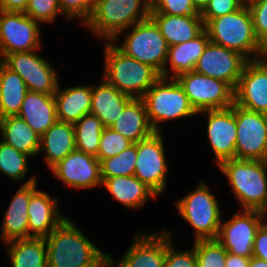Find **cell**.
Returning <instances> with one entry per match:
<instances>
[{
  "label": "cell",
  "mask_w": 267,
  "mask_h": 267,
  "mask_svg": "<svg viewBox=\"0 0 267 267\" xmlns=\"http://www.w3.org/2000/svg\"><path fill=\"white\" fill-rule=\"evenodd\" d=\"M24 13L40 24L54 23L57 16L62 15L58 0H29Z\"/></svg>",
  "instance_id": "cell-38"
},
{
  "label": "cell",
  "mask_w": 267,
  "mask_h": 267,
  "mask_svg": "<svg viewBox=\"0 0 267 267\" xmlns=\"http://www.w3.org/2000/svg\"><path fill=\"white\" fill-rule=\"evenodd\" d=\"M262 0H245V6L249 7L257 2H260Z\"/></svg>",
  "instance_id": "cell-51"
},
{
  "label": "cell",
  "mask_w": 267,
  "mask_h": 267,
  "mask_svg": "<svg viewBox=\"0 0 267 267\" xmlns=\"http://www.w3.org/2000/svg\"><path fill=\"white\" fill-rule=\"evenodd\" d=\"M168 46L187 42L197 37L204 30L201 15L150 14Z\"/></svg>",
  "instance_id": "cell-29"
},
{
  "label": "cell",
  "mask_w": 267,
  "mask_h": 267,
  "mask_svg": "<svg viewBox=\"0 0 267 267\" xmlns=\"http://www.w3.org/2000/svg\"><path fill=\"white\" fill-rule=\"evenodd\" d=\"M69 218L44 238L48 267H108V253L97 247Z\"/></svg>",
  "instance_id": "cell-1"
},
{
  "label": "cell",
  "mask_w": 267,
  "mask_h": 267,
  "mask_svg": "<svg viewBox=\"0 0 267 267\" xmlns=\"http://www.w3.org/2000/svg\"><path fill=\"white\" fill-rule=\"evenodd\" d=\"M195 8L202 13L208 6L210 0H192Z\"/></svg>",
  "instance_id": "cell-48"
},
{
  "label": "cell",
  "mask_w": 267,
  "mask_h": 267,
  "mask_svg": "<svg viewBox=\"0 0 267 267\" xmlns=\"http://www.w3.org/2000/svg\"><path fill=\"white\" fill-rule=\"evenodd\" d=\"M204 29L210 42L239 52L248 61L257 60L265 50L255 35L252 15L245 5L235 12L208 20Z\"/></svg>",
  "instance_id": "cell-3"
},
{
  "label": "cell",
  "mask_w": 267,
  "mask_h": 267,
  "mask_svg": "<svg viewBox=\"0 0 267 267\" xmlns=\"http://www.w3.org/2000/svg\"><path fill=\"white\" fill-rule=\"evenodd\" d=\"M243 6L240 0H210L208 6L201 13L205 24L208 20L235 12Z\"/></svg>",
  "instance_id": "cell-43"
},
{
  "label": "cell",
  "mask_w": 267,
  "mask_h": 267,
  "mask_svg": "<svg viewBox=\"0 0 267 267\" xmlns=\"http://www.w3.org/2000/svg\"><path fill=\"white\" fill-rule=\"evenodd\" d=\"M57 118L66 123H76L82 116L90 114L92 84L57 88L54 94Z\"/></svg>",
  "instance_id": "cell-27"
},
{
  "label": "cell",
  "mask_w": 267,
  "mask_h": 267,
  "mask_svg": "<svg viewBox=\"0 0 267 267\" xmlns=\"http://www.w3.org/2000/svg\"><path fill=\"white\" fill-rule=\"evenodd\" d=\"M164 138L161 132H154L148 138L137 142V161L134 171V176L158 197L166 191L169 170Z\"/></svg>",
  "instance_id": "cell-10"
},
{
  "label": "cell",
  "mask_w": 267,
  "mask_h": 267,
  "mask_svg": "<svg viewBox=\"0 0 267 267\" xmlns=\"http://www.w3.org/2000/svg\"><path fill=\"white\" fill-rule=\"evenodd\" d=\"M150 14L201 15L192 0H150Z\"/></svg>",
  "instance_id": "cell-40"
},
{
  "label": "cell",
  "mask_w": 267,
  "mask_h": 267,
  "mask_svg": "<svg viewBox=\"0 0 267 267\" xmlns=\"http://www.w3.org/2000/svg\"><path fill=\"white\" fill-rule=\"evenodd\" d=\"M250 258L227 252L225 267H249Z\"/></svg>",
  "instance_id": "cell-46"
},
{
  "label": "cell",
  "mask_w": 267,
  "mask_h": 267,
  "mask_svg": "<svg viewBox=\"0 0 267 267\" xmlns=\"http://www.w3.org/2000/svg\"><path fill=\"white\" fill-rule=\"evenodd\" d=\"M193 242L197 267H225L227 250L217 239Z\"/></svg>",
  "instance_id": "cell-36"
},
{
  "label": "cell",
  "mask_w": 267,
  "mask_h": 267,
  "mask_svg": "<svg viewBox=\"0 0 267 267\" xmlns=\"http://www.w3.org/2000/svg\"><path fill=\"white\" fill-rule=\"evenodd\" d=\"M242 3H243V5H245V0H240Z\"/></svg>",
  "instance_id": "cell-52"
},
{
  "label": "cell",
  "mask_w": 267,
  "mask_h": 267,
  "mask_svg": "<svg viewBox=\"0 0 267 267\" xmlns=\"http://www.w3.org/2000/svg\"><path fill=\"white\" fill-rule=\"evenodd\" d=\"M199 114L208 119L206 135L214 154L216 166L225 160L234 159L237 139L235 103L228 108L204 110Z\"/></svg>",
  "instance_id": "cell-17"
},
{
  "label": "cell",
  "mask_w": 267,
  "mask_h": 267,
  "mask_svg": "<svg viewBox=\"0 0 267 267\" xmlns=\"http://www.w3.org/2000/svg\"><path fill=\"white\" fill-rule=\"evenodd\" d=\"M58 197L37 189L28 205V238L47 237L67 216L60 212Z\"/></svg>",
  "instance_id": "cell-21"
},
{
  "label": "cell",
  "mask_w": 267,
  "mask_h": 267,
  "mask_svg": "<svg viewBox=\"0 0 267 267\" xmlns=\"http://www.w3.org/2000/svg\"><path fill=\"white\" fill-rule=\"evenodd\" d=\"M209 42L208 33L204 29L192 40L168 46V56L162 77L177 78L181 74L194 71L197 61Z\"/></svg>",
  "instance_id": "cell-22"
},
{
  "label": "cell",
  "mask_w": 267,
  "mask_h": 267,
  "mask_svg": "<svg viewBox=\"0 0 267 267\" xmlns=\"http://www.w3.org/2000/svg\"><path fill=\"white\" fill-rule=\"evenodd\" d=\"M29 155L0 140V173L15 182L24 181L29 170Z\"/></svg>",
  "instance_id": "cell-34"
},
{
  "label": "cell",
  "mask_w": 267,
  "mask_h": 267,
  "mask_svg": "<svg viewBox=\"0 0 267 267\" xmlns=\"http://www.w3.org/2000/svg\"><path fill=\"white\" fill-rule=\"evenodd\" d=\"M257 60L267 69V51L264 50L257 58Z\"/></svg>",
  "instance_id": "cell-49"
},
{
  "label": "cell",
  "mask_w": 267,
  "mask_h": 267,
  "mask_svg": "<svg viewBox=\"0 0 267 267\" xmlns=\"http://www.w3.org/2000/svg\"><path fill=\"white\" fill-rule=\"evenodd\" d=\"M1 62L24 80L28 91L54 95L60 78L51 63L37 50L6 55Z\"/></svg>",
  "instance_id": "cell-12"
},
{
  "label": "cell",
  "mask_w": 267,
  "mask_h": 267,
  "mask_svg": "<svg viewBox=\"0 0 267 267\" xmlns=\"http://www.w3.org/2000/svg\"><path fill=\"white\" fill-rule=\"evenodd\" d=\"M102 77L121 93L143 98L148 89L161 77L151 66L122 52L113 41H104Z\"/></svg>",
  "instance_id": "cell-2"
},
{
  "label": "cell",
  "mask_w": 267,
  "mask_h": 267,
  "mask_svg": "<svg viewBox=\"0 0 267 267\" xmlns=\"http://www.w3.org/2000/svg\"><path fill=\"white\" fill-rule=\"evenodd\" d=\"M166 231V257L164 267H197L194 246L190 250H178L174 244L172 232L164 227Z\"/></svg>",
  "instance_id": "cell-39"
},
{
  "label": "cell",
  "mask_w": 267,
  "mask_h": 267,
  "mask_svg": "<svg viewBox=\"0 0 267 267\" xmlns=\"http://www.w3.org/2000/svg\"><path fill=\"white\" fill-rule=\"evenodd\" d=\"M254 32L259 41L266 47L267 45V0H262L249 6Z\"/></svg>",
  "instance_id": "cell-42"
},
{
  "label": "cell",
  "mask_w": 267,
  "mask_h": 267,
  "mask_svg": "<svg viewBox=\"0 0 267 267\" xmlns=\"http://www.w3.org/2000/svg\"><path fill=\"white\" fill-rule=\"evenodd\" d=\"M1 140L18 151L37 158L40 148V136L19 116H7L0 119Z\"/></svg>",
  "instance_id": "cell-30"
},
{
  "label": "cell",
  "mask_w": 267,
  "mask_h": 267,
  "mask_svg": "<svg viewBox=\"0 0 267 267\" xmlns=\"http://www.w3.org/2000/svg\"><path fill=\"white\" fill-rule=\"evenodd\" d=\"M110 127L132 143L144 140L155 132L149 123L142 98H132Z\"/></svg>",
  "instance_id": "cell-28"
},
{
  "label": "cell",
  "mask_w": 267,
  "mask_h": 267,
  "mask_svg": "<svg viewBox=\"0 0 267 267\" xmlns=\"http://www.w3.org/2000/svg\"><path fill=\"white\" fill-rule=\"evenodd\" d=\"M76 149L75 129L72 123L57 120L41 137L38 156L46 155L45 164L50 170Z\"/></svg>",
  "instance_id": "cell-25"
},
{
  "label": "cell",
  "mask_w": 267,
  "mask_h": 267,
  "mask_svg": "<svg viewBox=\"0 0 267 267\" xmlns=\"http://www.w3.org/2000/svg\"><path fill=\"white\" fill-rule=\"evenodd\" d=\"M235 118V158L267 161V114L249 111L235 104Z\"/></svg>",
  "instance_id": "cell-13"
},
{
  "label": "cell",
  "mask_w": 267,
  "mask_h": 267,
  "mask_svg": "<svg viewBox=\"0 0 267 267\" xmlns=\"http://www.w3.org/2000/svg\"><path fill=\"white\" fill-rule=\"evenodd\" d=\"M122 33L126 37L117 47L126 55L151 66L162 77V71L168 56V45L156 23L148 18L134 24L120 32L112 40L115 44L118 43L116 41L119 40L118 37L122 36Z\"/></svg>",
  "instance_id": "cell-8"
},
{
  "label": "cell",
  "mask_w": 267,
  "mask_h": 267,
  "mask_svg": "<svg viewBox=\"0 0 267 267\" xmlns=\"http://www.w3.org/2000/svg\"><path fill=\"white\" fill-rule=\"evenodd\" d=\"M96 0H58L59 8L64 18L69 21L78 19L84 26L90 19L93 3ZM80 20V21H79Z\"/></svg>",
  "instance_id": "cell-41"
},
{
  "label": "cell",
  "mask_w": 267,
  "mask_h": 267,
  "mask_svg": "<svg viewBox=\"0 0 267 267\" xmlns=\"http://www.w3.org/2000/svg\"><path fill=\"white\" fill-rule=\"evenodd\" d=\"M261 213H262L263 224L267 227V208L263 209Z\"/></svg>",
  "instance_id": "cell-50"
},
{
  "label": "cell",
  "mask_w": 267,
  "mask_h": 267,
  "mask_svg": "<svg viewBox=\"0 0 267 267\" xmlns=\"http://www.w3.org/2000/svg\"><path fill=\"white\" fill-rule=\"evenodd\" d=\"M102 188L114 198V200L128 209H142L147 201L158 196L136 176H117L106 178L102 181Z\"/></svg>",
  "instance_id": "cell-24"
},
{
  "label": "cell",
  "mask_w": 267,
  "mask_h": 267,
  "mask_svg": "<svg viewBox=\"0 0 267 267\" xmlns=\"http://www.w3.org/2000/svg\"><path fill=\"white\" fill-rule=\"evenodd\" d=\"M27 92L23 78L0 61V119L18 115Z\"/></svg>",
  "instance_id": "cell-32"
},
{
  "label": "cell",
  "mask_w": 267,
  "mask_h": 267,
  "mask_svg": "<svg viewBox=\"0 0 267 267\" xmlns=\"http://www.w3.org/2000/svg\"><path fill=\"white\" fill-rule=\"evenodd\" d=\"M49 171L68 188L77 190L101 188L100 161L75 149Z\"/></svg>",
  "instance_id": "cell-15"
},
{
  "label": "cell",
  "mask_w": 267,
  "mask_h": 267,
  "mask_svg": "<svg viewBox=\"0 0 267 267\" xmlns=\"http://www.w3.org/2000/svg\"><path fill=\"white\" fill-rule=\"evenodd\" d=\"M37 175L22 184L6 209L1 221V237L4 243L16 239H28V205L31 195L37 190Z\"/></svg>",
  "instance_id": "cell-20"
},
{
  "label": "cell",
  "mask_w": 267,
  "mask_h": 267,
  "mask_svg": "<svg viewBox=\"0 0 267 267\" xmlns=\"http://www.w3.org/2000/svg\"><path fill=\"white\" fill-rule=\"evenodd\" d=\"M231 219L220 224L217 240L227 252L244 257L253 256V244L257 230L263 224L259 210L240 209Z\"/></svg>",
  "instance_id": "cell-14"
},
{
  "label": "cell",
  "mask_w": 267,
  "mask_h": 267,
  "mask_svg": "<svg viewBox=\"0 0 267 267\" xmlns=\"http://www.w3.org/2000/svg\"><path fill=\"white\" fill-rule=\"evenodd\" d=\"M142 99L149 123L155 132L162 131L161 123L198 115L175 78L160 77Z\"/></svg>",
  "instance_id": "cell-6"
},
{
  "label": "cell",
  "mask_w": 267,
  "mask_h": 267,
  "mask_svg": "<svg viewBox=\"0 0 267 267\" xmlns=\"http://www.w3.org/2000/svg\"><path fill=\"white\" fill-rule=\"evenodd\" d=\"M202 180L195 190L176 199V210L194 230V241L216 239L222 221V212L215 195Z\"/></svg>",
  "instance_id": "cell-7"
},
{
  "label": "cell",
  "mask_w": 267,
  "mask_h": 267,
  "mask_svg": "<svg viewBox=\"0 0 267 267\" xmlns=\"http://www.w3.org/2000/svg\"><path fill=\"white\" fill-rule=\"evenodd\" d=\"M197 113L234 104V90L224 81L190 71L175 78Z\"/></svg>",
  "instance_id": "cell-9"
},
{
  "label": "cell",
  "mask_w": 267,
  "mask_h": 267,
  "mask_svg": "<svg viewBox=\"0 0 267 267\" xmlns=\"http://www.w3.org/2000/svg\"><path fill=\"white\" fill-rule=\"evenodd\" d=\"M234 103L267 114V69L258 60L246 62L234 89Z\"/></svg>",
  "instance_id": "cell-19"
},
{
  "label": "cell",
  "mask_w": 267,
  "mask_h": 267,
  "mask_svg": "<svg viewBox=\"0 0 267 267\" xmlns=\"http://www.w3.org/2000/svg\"><path fill=\"white\" fill-rule=\"evenodd\" d=\"M137 161V143H133L118 155L100 161L102 181L106 178L134 175Z\"/></svg>",
  "instance_id": "cell-35"
},
{
  "label": "cell",
  "mask_w": 267,
  "mask_h": 267,
  "mask_svg": "<svg viewBox=\"0 0 267 267\" xmlns=\"http://www.w3.org/2000/svg\"><path fill=\"white\" fill-rule=\"evenodd\" d=\"M131 99L102 77L97 85L92 84L90 113L97 116L104 127H110Z\"/></svg>",
  "instance_id": "cell-26"
},
{
  "label": "cell",
  "mask_w": 267,
  "mask_h": 267,
  "mask_svg": "<svg viewBox=\"0 0 267 267\" xmlns=\"http://www.w3.org/2000/svg\"><path fill=\"white\" fill-rule=\"evenodd\" d=\"M29 0H1L0 10L6 12H25Z\"/></svg>",
  "instance_id": "cell-45"
},
{
  "label": "cell",
  "mask_w": 267,
  "mask_h": 267,
  "mask_svg": "<svg viewBox=\"0 0 267 267\" xmlns=\"http://www.w3.org/2000/svg\"><path fill=\"white\" fill-rule=\"evenodd\" d=\"M253 257L267 262V227L264 224L256 232L253 244Z\"/></svg>",
  "instance_id": "cell-44"
},
{
  "label": "cell",
  "mask_w": 267,
  "mask_h": 267,
  "mask_svg": "<svg viewBox=\"0 0 267 267\" xmlns=\"http://www.w3.org/2000/svg\"><path fill=\"white\" fill-rule=\"evenodd\" d=\"M121 257L117 261L108 253V267H164L166 231L135 233L134 240Z\"/></svg>",
  "instance_id": "cell-16"
},
{
  "label": "cell",
  "mask_w": 267,
  "mask_h": 267,
  "mask_svg": "<svg viewBox=\"0 0 267 267\" xmlns=\"http://www.w3.org/2000/svg\"><path fill=\"white\" fill-rule=\"evenodd\" d=\"M249 267H267V262L257 257H251Z\"/></svg>",
  "instance_id": "cell-47"
},
{
  "label": "cell",
  "mask_w": 267,
  "mask_h": 267,
  "mask_svg": "<svg viewBox=\"0 0 267 267\" xmlns=\"http://www.w3.org/2000/svg\"><path fill=\"white\" fill-rule=\"evenodd\" d=\"M133 143L123 137L111 127H104L100 142L97 158L99 161L120 154Z\"/></svg>",
  "instance_id": "cell-37"
},
{
  "label": "cell",
  "mask_w": 267,
  "mask_h": 267,
  "mask_svg": "<svg viewBox=\"0 0 267 267\" xmlns=\"http://www.w3.org/2000/svg\"><path fill=\"white\" fill-rule=\"evenodd\" d=\"M150 18V0H96L84 25L102 41H112L120 32Z\"/></svg>",
  "instance_id": "cell-5"
},
{
  "label": "cell",
  "mask_w": 267,
  "mask_h": 267,
  "mask_svg": "<svg viewBox=\"0 0 267 267\" xmlns=\"http://www.w3.org/2000/svg\"><path fill=\"white\" fill-rule=\"evenodd\" d=\"M247 61L239 52L209 42L194 70L224 81L234 90Z\"/></svg>",
  "instance_id": "cell-18"
},
{
  "label": "cell",
  "mask_w": 267,
  "mask_h": 267,
  "mask_svg": "<svg viewBox=\"0 0 267 267\" xmlns=\"http://www.w3.org/2000/svg\"><path fill=\"white\" fill-rule=\"evenodd\" d=\"M73 125L75 129L76 149L96 157L101 133L104 129L101 120L90 113L82 116Z\"/></svg>",
  "instance_id": "cell-33"
},
{
  "label": "cell",
  "mask_w": 267,
  "mask_h": 267,
  "mask_svg": "<svg viewBox=\"0 0 267 267\" xmlns=\"http://www.w3.org/2000/svg\"><path fill=\"white\" fill-rule=\"evenodd\" d=\"M39 25L24 12L0 10V61L8 54L40 50Z\"/></svg>",
  "instance_id": "cell-11"
},
{
  "label": "cell",
  "mask_w": 267,
  "mask_h": 267,
  "mask_svg": "<svg viewBox=\"0 0 267 267\" xmlns=\"http://www.w3.org/2000/svg\"><path fill=\"white\" fill-rule=\"evenodd\" d=\"M218 170L227 178L241 209L267 208V161L228 159Z\"/></svg>",
  "instance_id": "cell-4"
},
{
  "label": "cell",
  "mask_w": 267,
  "mask_h": 267,
  "mask_svg": "<svg viewBox=\"0 0 267 267\" xmlns=\"http://www.w3.org/2000/svg\"><path fill=\"white\" fill-rule=\"evenodd\" d=\"M17 116L41 137L58 120L54 95L28 91Z\"/></svg>",
  "instance_id": "cell-23"
},
{
  "label": "cell",
  "mask_w": 267,
  "mask_h": 267,
  "mask_svg": "<svg viewBox=\"0 0 267 267\" xmlns=\"http://www.w3.org/2000/svg\"><path fill=\"white\" fill-rule=\"evenodd\" d=\"M4 244L11 267H48L44 238L16 239Z\"/></svg>",
  "instance_id": "cell-31"
}]
</instances>
